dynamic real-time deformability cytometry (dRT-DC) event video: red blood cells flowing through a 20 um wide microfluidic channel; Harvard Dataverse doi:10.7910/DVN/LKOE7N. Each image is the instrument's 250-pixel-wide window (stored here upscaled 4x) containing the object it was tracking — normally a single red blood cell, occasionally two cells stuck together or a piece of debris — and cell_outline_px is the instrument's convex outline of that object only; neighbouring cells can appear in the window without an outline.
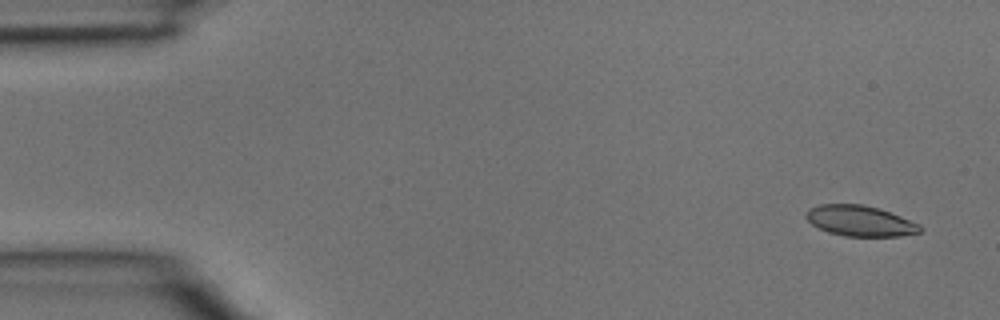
{"species": "common noctule bat (a hibernating species)", "species_latin": "Nyctalus noctula", "temperature_condition": "room temperature", "stored_images_in_passage": 4, "segment_of_instrument_passage": [1, 2], "camera_frame_rate_fps": 3000, "um_per_image_px": 0.085, "animal": {"sex": "male", "body_mass_g": 15.6}, "frame": {"image": 1, "passage_image": 1, "time_ms": 0.0, "image_size_px": [1000, 320], "cell_outline_px": [[924, 228], [920, 232], [900, 236], [844, 236], [828, 232], [812, 224], [804, 216], [804, 212], [808, 208], [820, 204], [860, 204], [876, 208], [900, 216], [920, 224]], "centroid_in_image_um": [73.08, 18.77], "position_along_channel_um": 11.9, "area_um2": 20.29}}